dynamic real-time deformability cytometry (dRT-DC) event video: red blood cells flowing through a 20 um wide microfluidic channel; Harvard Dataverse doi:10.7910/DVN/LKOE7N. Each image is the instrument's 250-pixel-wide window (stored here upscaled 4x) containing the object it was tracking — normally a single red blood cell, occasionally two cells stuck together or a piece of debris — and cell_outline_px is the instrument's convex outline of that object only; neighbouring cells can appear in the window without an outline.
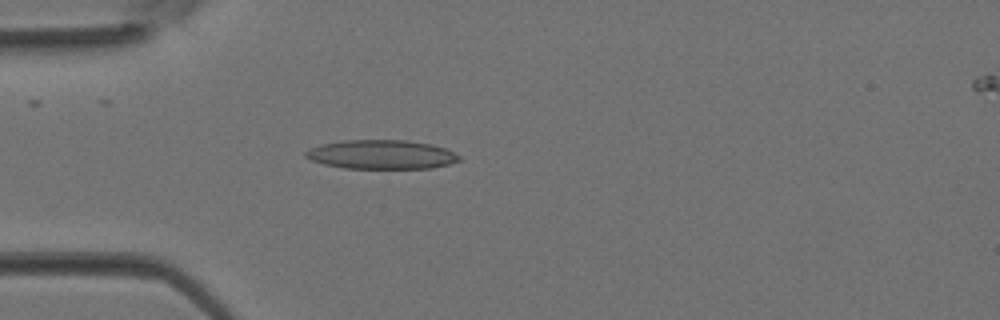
{"species": "Egyptian fruit bat (a non-hibernating species)", "species_latin": "Rousettus aegyptiacus", "temperature_condition": "room temperature", "stored_images_in_passage": 4, "segment_of_instrument_passage": [1, 2], "camera_frame_rate_fps": 3000, "um_per_image_px": 0.085, "animal": {"sex": "female"}, "frame": {"image": 1, "passage_image": 3, "time_ms": 0.667, "image_size_px": [1000, 320], "cell_outline_px": [[460, 160], [448, 164], [432, 168], [344, 168], [324, 164], [312, 160], [304, 156], [304, 152], [320, 144], [344, 140], [408, 140], [432, 144], [444, 148], [460, 156]], "centroid_in_image_um": [32.41, 13.13], "position_along_channel_um": 52.6, "area_um2": 25.89}}